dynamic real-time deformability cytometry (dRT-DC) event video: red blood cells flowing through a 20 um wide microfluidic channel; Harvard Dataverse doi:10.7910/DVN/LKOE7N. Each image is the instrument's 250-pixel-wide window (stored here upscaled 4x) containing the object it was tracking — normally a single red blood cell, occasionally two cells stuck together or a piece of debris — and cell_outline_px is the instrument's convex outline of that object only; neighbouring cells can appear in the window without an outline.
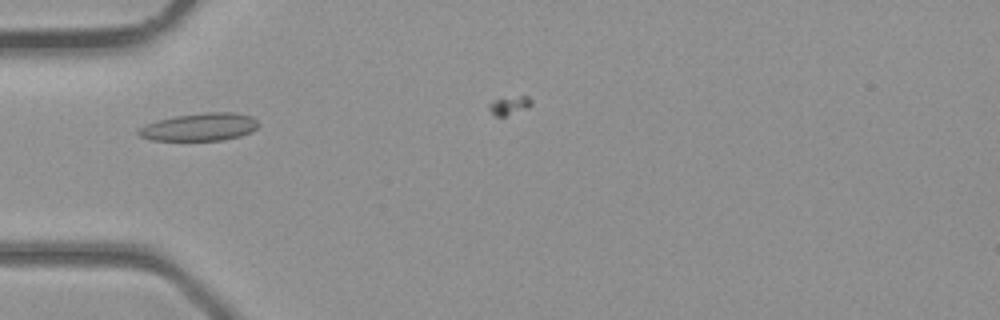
{"species": "common noctule bat (a hibernating species)", "species_latin": "Nyctalus noctula", "temperature_condition": "room temperature", "stored_images_in_passage": 10, "camera_frame_rate_fps": 3000, "um_per_image_px": 0.085, "animal": {"sex": "male", "body_mass_g": 23.1, "forearm_length_mm": 52.7}, "frame": {"image": 1, "passage_image": 5, "time_ms": 1.333, "image_size_px": [1000, 320], "cell_outline_px": [[260, 124], [252, 132], [240, 136], [224, 140], [152, 140], [140, 136], [136, 132], [136, 128], [144, 124], [156, 120], [176, 116], [204, 112], [232, 112], [252, 116]], "centroid_in_image_um": [16.95, 10.79], "position_along_channel_um": 68.1, "area_um2": 19.59}}
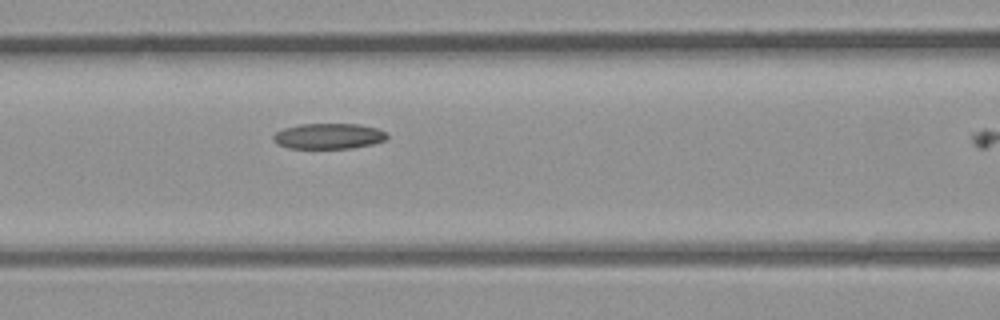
{"frame": {"image": 2, "passage_image": 9, "time_ms": 2.667, "image_size_px": [1000, 320], "cell_outline_px": [[388, 136], [384, 140], [372, 144], [352, 148], [288, 148], [276, 144], [272, 140], [272, 136], [276, 132], [284, 128], [300, 124], [360, 124], [376, 128], [384, 132]], "centroid_in_image_um": [27.88, 11.57], "position_along_channel_um": 138.7, "area_um2": 16.94}}